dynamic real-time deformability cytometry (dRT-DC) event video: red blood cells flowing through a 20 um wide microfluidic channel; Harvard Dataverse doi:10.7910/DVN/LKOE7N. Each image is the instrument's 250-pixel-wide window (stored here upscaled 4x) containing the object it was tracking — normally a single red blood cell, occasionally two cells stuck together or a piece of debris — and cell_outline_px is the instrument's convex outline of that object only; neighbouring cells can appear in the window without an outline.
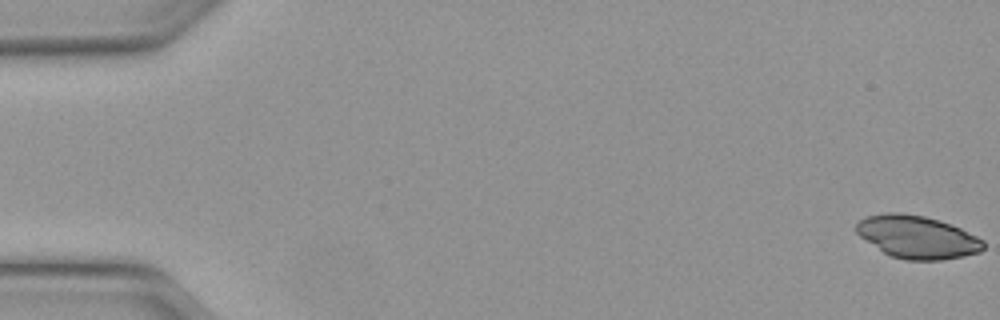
{"species": "Egyptian fruit bat (a non-hibernating species)", "species_latin": "Rousettus aegyptiacus", "temperature_condition": "warm", "stored_images_in_passage": 12, "camera_frame_rate_fps": 3000, "um_per_image_px": 0.085, "animal": {"sex": "female"}, "frame": {"image": 1, "passage_image": 1, "time_ms": 0.0, "image_size_px": [1000, 320], "cell_outline_px": [[984, 248], [980, 252], [964, 256], [940, 260], [904, 260], [892, 256], [884, 252], [860, 236], [856, 232], [856, 224], [860, 220], [868, 216], [888, 212], [900, 212], [924, 216], [940, 220], [960, 228], [984, 240]], "centroid_in_image_um": [77.98, 20.14], "position_along_channel_um": 7.0, "area_um2": 31.5}}